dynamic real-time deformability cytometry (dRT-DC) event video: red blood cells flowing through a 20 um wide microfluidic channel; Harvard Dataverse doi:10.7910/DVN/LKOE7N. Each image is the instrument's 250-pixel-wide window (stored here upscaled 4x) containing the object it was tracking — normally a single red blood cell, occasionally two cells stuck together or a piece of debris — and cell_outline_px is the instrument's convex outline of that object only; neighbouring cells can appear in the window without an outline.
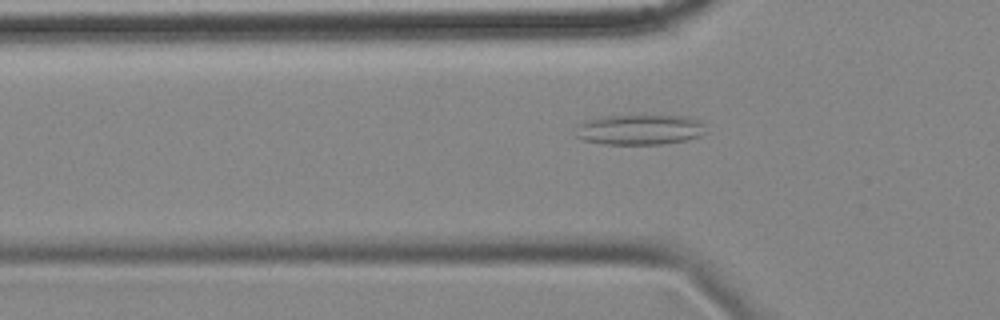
{"species": "common noctule bat (a hibernating species)", "species_latin": "Nyctalus noctula", "temperature_condition": "cold", "stored_images_in_passage": 44, "camera_frame_rate_fps": 3000, "um_per_image_px": 0.085, "animal": {"sex": "female", "body_mass_g": 18.4}, "frame": {"image": 1, "passage_image": 5, "time_ms": 1.333, "image_size_px": [1000, 320], "cell_outline_px": [[704, 132], [700, 136], [684, 140], [660, 144], [604, 144], [584, 140], [576, 136], [580, 124], [584, 120], [600, 116], [688, 116], [700, 120]], "centroid_in_image_um": [54.35, 11.01], "position_along_channel_um": 71.4, "area_um2": 22.66}}
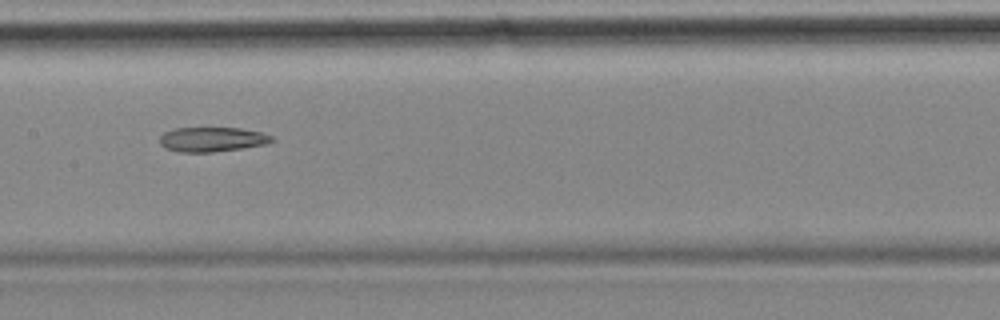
{"frame": {"image": 2, "passage_image": 15, "time_ms": 4.667, "image_size_px": [1000, 320], "cell_outline_px": [[276, 140], [264, 144], [240, 148], [212, 152], [180, 152], [168, 148], [160, 144], [160, 136], [164, 132], [176, 128], [240, 128], [264, 132], [272, 136]], "centroid_in_image_um": [18.06, 11.83], "position_along_channel_um": 189.3, "area_um2": 15.95}}
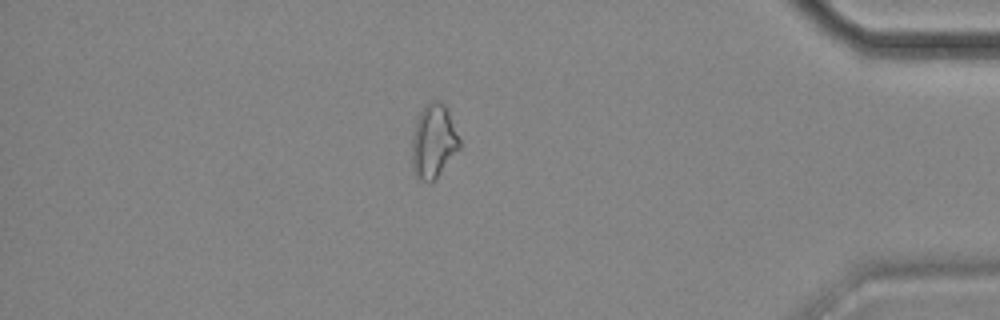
{"frame": {"image": 3, "passage_image": 36, "time_ms": 11.667, "image_size_px": [1000, 320], "cell_outline_px": [[460, 148], [436, 176], [428, 184], [416, 176], [412, 168], [412, 136], [416, 120], [420, 112], [432, 100], [440, 100], [448, 108], [460, 140]], "centroid_in_image_um": [36.84, 11.98], "position_along_channel_um": 398.4, "area_um2": 20.29}}